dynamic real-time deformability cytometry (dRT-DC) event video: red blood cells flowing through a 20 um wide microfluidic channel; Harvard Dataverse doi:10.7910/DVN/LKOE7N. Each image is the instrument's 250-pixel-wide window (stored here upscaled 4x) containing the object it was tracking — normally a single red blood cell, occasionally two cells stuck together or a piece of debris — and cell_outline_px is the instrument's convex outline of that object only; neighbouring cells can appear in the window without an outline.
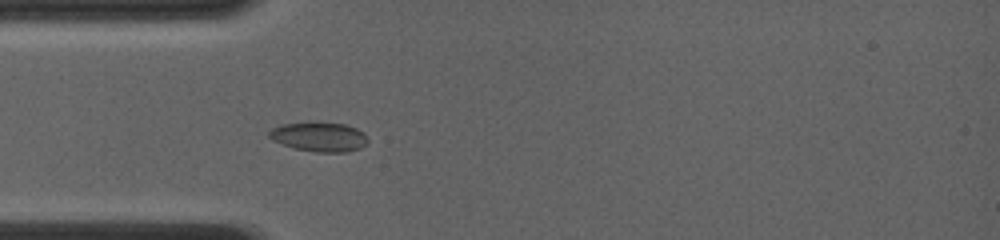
{"species": "common noctule bat (a hibernating species)", "species_latin": "Nyctalus noctula", "temperature_condition": "room temperature", "stored_images_in_passage": 10, "camera_frame_rate_fps": 4000, "um_per_image_px": 0.085, "animal": {"sex": "female", "body_mass_g": 19.0, "forearm_length_mm": 56.7}, "frame": {"image": 1, "passage_image": 6, "time_ms": 1.25, "image_size_px": [1000, 240], "cell_outline_px": [[368, 140], [360, 148], [344, 152], [316, 152], [296, 148], [272, 140], [268, 136], [268, 132], [272, 128], [280, 124], [344, 124], [356, 128], [364, 132]], "centroid_in_image_um": [27.13, 11.65], "position_along_channel_um": 57.9, "area_um2": 16.3}}